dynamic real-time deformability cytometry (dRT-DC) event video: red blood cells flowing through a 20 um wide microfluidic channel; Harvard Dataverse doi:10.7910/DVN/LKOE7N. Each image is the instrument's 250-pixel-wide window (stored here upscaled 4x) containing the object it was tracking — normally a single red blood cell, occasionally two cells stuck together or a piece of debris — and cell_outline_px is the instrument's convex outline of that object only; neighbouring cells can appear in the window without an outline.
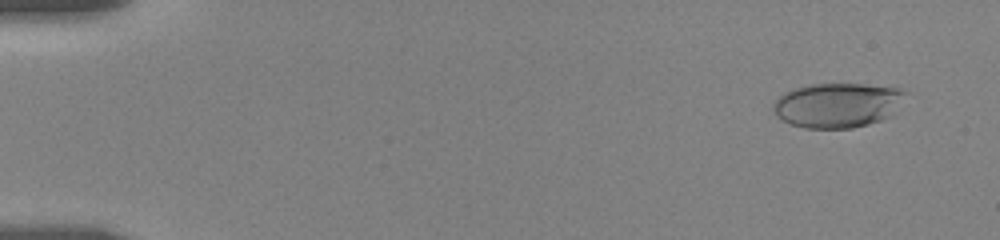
{"species": "human", "species_latin": "Homo sapiens", "temperature_condition": "room temperature", "stored_images_in_passage": 38, "camera_frame_rate_fps": 3000, "um_per_image_px": 0.085, "donor": {"sex": "female"}, "frame": {"image": 1, "passage_image": 5, "time_ms": 1.0, "image_size_px": [1000, 240], "cell_outline_px": [[908, 92], [892, 116], [868, 124], [852, 128], [804, 128], [792, 124], [776, 116], [772, 108], [772, 104], [784, 92], [792, 88], [812, 84], [864, 84], [896, 88]], "centroid_in_image_um": [71.18, 8.93], "position_along_channel_um": 13.8, "area_um2": 34.45}}
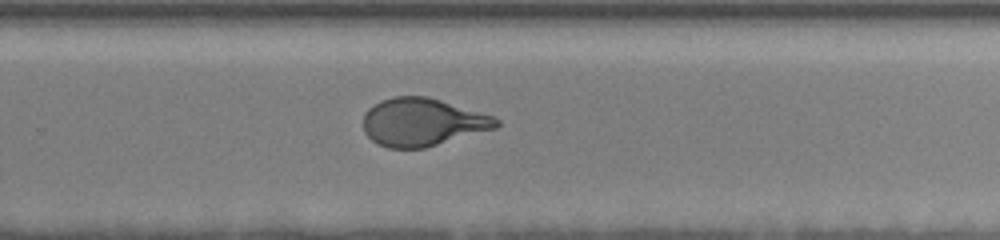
{"frame": {"image": 2, "passage_image": 23, "time_ms": 12.667, "image_size_px": [1000, 240], "cell_outline_px": [[500, 124], [496, 128], [424, 148], [388, 148], [376, 144], [364, 132], [364, 112], [368, 108], [380, 100], [392, 96], [428, 96], [492, 116], [500, 120]], "centroid_in_image_um": [35.87, 10.38], "position_along_channel_um": 293.9, "area_um2": 37.05}}
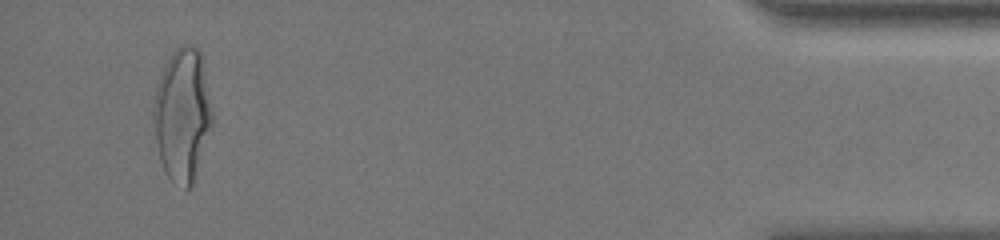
{"frame": {"image": 3, "passage_image": 37, "time_ms": 18.0, "image_size_px": [1000, 240], "cell_outline_px": [[212, 124], [192, 184], [188, 188], [184, 188], [172, 180], [168, 176], [160, 160], [156, 140], [152, 112], [152, 104], [156, 88], [164, 64], [172, 52], [176, 48], [184, 44], [188, 44], [196, 48], [200, 52], [212, 112]], "centroid_in_image_um": [15.47, 9.72], "position_along_channel_um": 419.7, "area_um2": 44.74}, "authors_computed_cell_mechanics": {"area_um2": 37.5122, "velocity_mm_per_s": 3.5521, "shape_relaxation_time_tau1_ms": 4.5214, "shape_relaxation_time_tau2_ms": null, "deformation_change_tau1": 0.1971, "deformation_change_tau2": null}}